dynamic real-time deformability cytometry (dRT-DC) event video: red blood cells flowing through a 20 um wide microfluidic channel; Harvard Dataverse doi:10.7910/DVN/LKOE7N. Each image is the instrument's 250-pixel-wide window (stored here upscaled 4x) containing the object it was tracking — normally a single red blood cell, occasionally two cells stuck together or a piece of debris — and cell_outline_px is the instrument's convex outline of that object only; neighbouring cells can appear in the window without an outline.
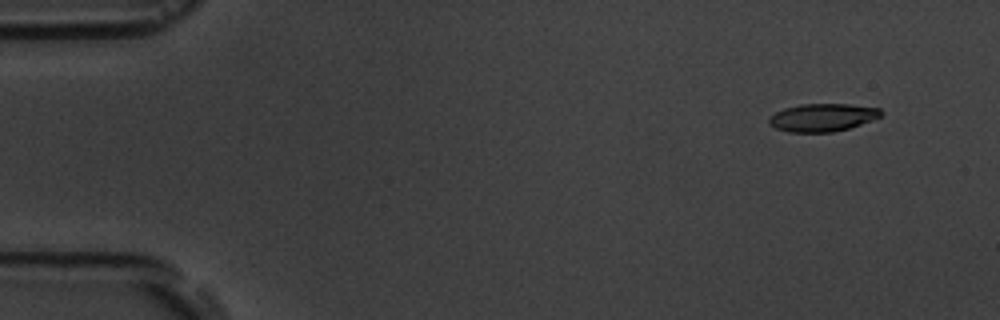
{"species": "common noctule bat (a hibernating species)", "species_latin": "Nyctalus noctula", "temperature_condition": "room temperature", "stored_images_in_passage": 5, "camera_frame_rate_fps": 3000, "um_per_image_px": 0.085, "animal": {"sex": "male", "body_mass_g": 19.5, "forearm_length_mm": 54.6}, "frame": {"image": 1, "passage_image": 2, "time_ms": 1.0, "image_size_px": [1000, 320], "cell_outline_px": [[884, 112], [880, 116], [860, 124], [848, 128], [832, 132], [788, 132], [776, 128], [768, 124], [768, 120], [776, 112], [784, 108], [800, 104], [848, 104], [880, 108]], "centroid_in_image_um": [69.9, 9.98], "position_along_channel_um": 15.1, "area_um2": 18.03}}
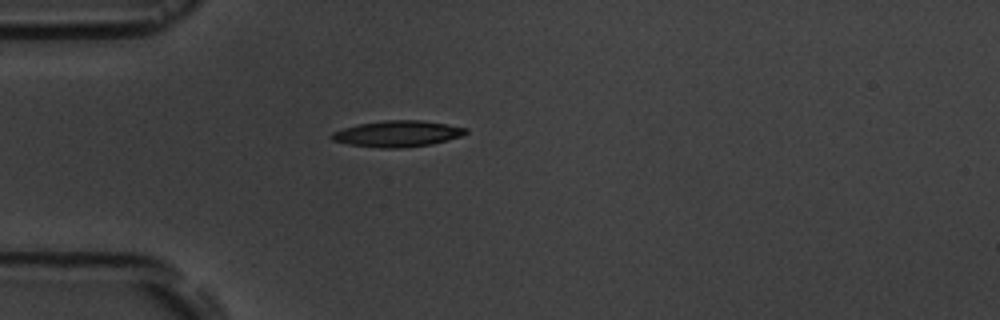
{"frame": {"image": 2, "passage_image": 5, "time_ms": 4.667, "image_size_px": [1000, 320], "cell_outline_px": [[468, 132], [460, 136], [432, 144], [400, 148], [380, 148], [348, 144], [332, 140], [328, 136], [332, 132], [344, 128], [360, 124], [384, 120], [420, 120], [448, 124], [468, 128]], "centroid_in_image_um": [33.77, 11.36], "position_along_channel_um": 51.2, "area_um2": 20.4}}